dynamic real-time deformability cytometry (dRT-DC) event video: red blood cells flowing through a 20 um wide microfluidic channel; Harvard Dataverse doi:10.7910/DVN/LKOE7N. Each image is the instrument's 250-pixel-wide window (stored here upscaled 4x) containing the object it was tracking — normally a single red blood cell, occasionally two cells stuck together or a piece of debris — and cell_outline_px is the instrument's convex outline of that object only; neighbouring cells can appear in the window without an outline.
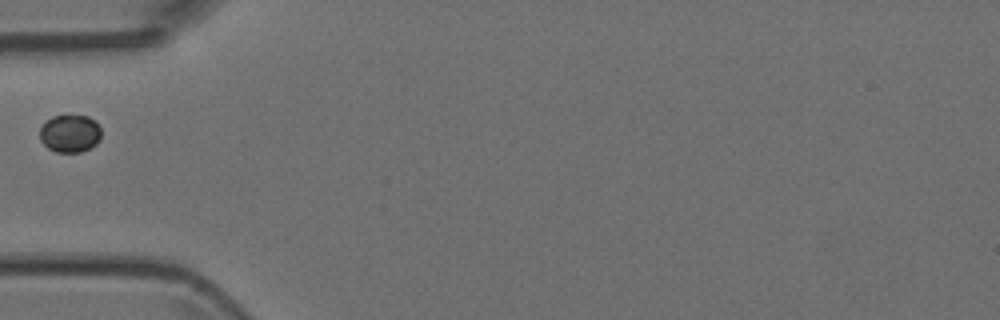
{"species": "Egyptian fruit bat (a non-hibernating species)", "species_latin": "Rousettus aegyptiacus", "temperature_condition": "room temperature", "stored_images_in_passage": 1, "camera_frame_rate_fps": 3000, "um_per_image_px": 0.085, "animal": {"sex": "female"}, "frame": {"image": 1, "passage_image": 1, "time_ms": 0.0, "image_size_px": [1000, 320], "cell_outline_px": [[100, 140], [96, 144], [80, 152], [56, 152], [48, 148], [40, 140], [40, 128], [52, 116], [88, 116], [100, 128]], "centroid_in_image_um": [5.93, 11.36], "position_along_channel_um": 79.1, "area_um2": 13.24}}